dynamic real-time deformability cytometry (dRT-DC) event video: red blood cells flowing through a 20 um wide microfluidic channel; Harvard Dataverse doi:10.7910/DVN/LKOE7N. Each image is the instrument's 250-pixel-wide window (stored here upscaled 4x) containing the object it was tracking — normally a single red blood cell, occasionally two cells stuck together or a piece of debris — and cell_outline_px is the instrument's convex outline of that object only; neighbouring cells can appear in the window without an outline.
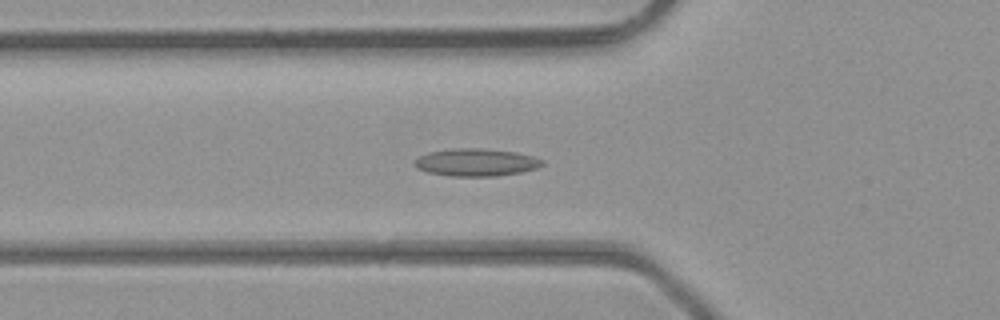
{"species": "common noctule bat (a hibernating species)", "species_latin": "Nyctalus noctula", "temperature_condition": "room temperature", "stored_images_in_passage": 47, "camera_frame_rate_fps": 3000, "um_per_image_px": 0.085, "animal": {"sex": "male", "body_mass_g": 23.1, "forearm_length_mm": 52.7}, "frame": {"image": 1, "passage_image": 16, "time_ms": 5.0, "image_size_px": [1000, 320], "cell_outline_px": [[544, 164], [536, 168], [520, 172], [496, 176], [448, 176], [428, 172], [416, 168], [416, 160], [420, 156], [428, 152], [452, 148], [480, 148], [516, 152], [532, 156], [544, 160]], "centroid_in_image_um": [40.48, 13.8], "position_along_channel_um": 85.3, "area_um2": 20.4}}
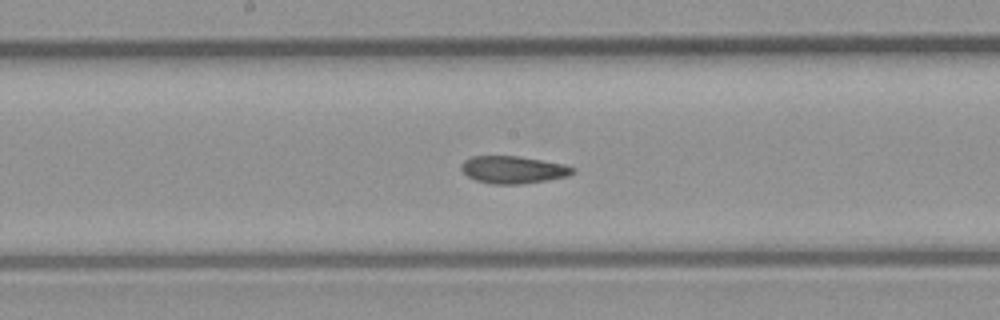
{"frame": {"image": 2, "passage_image": 24, "time_ms": 7.667, "image_size_px": [1000, 320], "cell_outline_px": [[576, 172], [568, 176], [548, 180], [520, 184], [492, 184], [476, 180], [468, 176], [460, 168], [460, 164], [464, 160], [472, 156], [520, 156], [564, 164], [576, 168]], "centroid_in_image_um": [43.64, 14.42], "position_along_channel_um": 204.6, "area_um2": 17.92}}
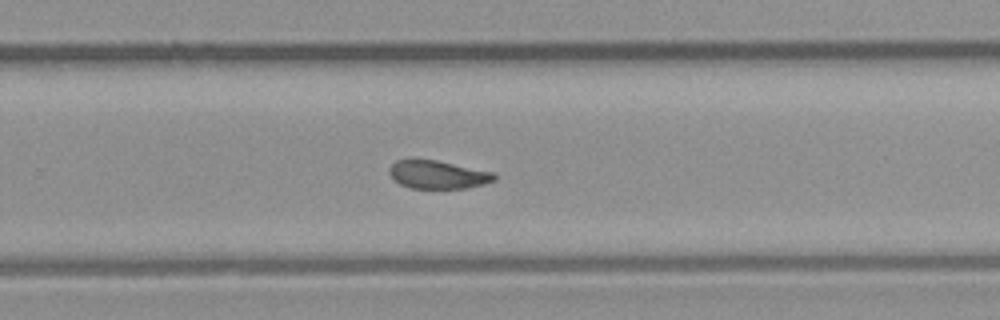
{"frame": {"image": 3, "passage_image": 30, "time_ms": 9.667, "image_size_px": [1000, 320], "cell_outline_px": [[496, 180], [484, 184], [464, 188], [412, 188], [400, 184], [388, 172], [388, 168], [396, 160], [412, 156], [436, 160], [496, 172]], "centroid_in_image_um": [37.19, 14.79], "position_along_channel_um": 292.6, "area_um2": 17.74}, "authors_computed_cell_mechanics": {"area_um2": 18.4382, "velocity_mm_per_s": 4.426, "shape_relaxation_time_tau1_ms": null, "shape_relaxation_time_tau2_ms": 1.7837, "deformation_change_tau1": null, "deformation_change_tau2": 0.073}}